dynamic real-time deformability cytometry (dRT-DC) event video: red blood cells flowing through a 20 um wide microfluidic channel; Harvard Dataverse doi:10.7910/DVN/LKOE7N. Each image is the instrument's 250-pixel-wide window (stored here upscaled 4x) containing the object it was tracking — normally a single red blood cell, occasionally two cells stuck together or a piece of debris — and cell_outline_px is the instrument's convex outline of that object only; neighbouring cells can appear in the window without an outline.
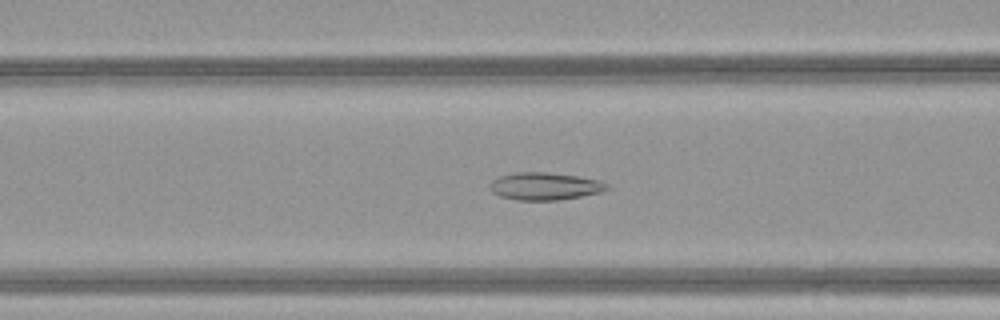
{"species": "common noctule bat (a hibernating species)", "species_latin": "Nyctalus noctula", "temperature_condition": "warm", "stored_images_in_passage": 39, "segment_of_instrument_passage": [1, 2], "camera_frame_rate_fps": 3000, "um_per_image_px": 0.085, "animal": {"sex": "female", "body_mass_g": 21.9}, "frame": {"image": 1, "passage_image": 9, "time_ms": 2.667, "image_size_px": [1000, 320], "cell_outline_px": [[612, 188], [600, 192], [580, 196], [556, 200], [516, 200], [500, 196], [492, 192], [488, 188], [488, 184], [492, 180], [500, 176], [516, 172], [544, 172], [580, 176], [600, 180], [608, 184]], "centroid_in_image_um": [46.3, 15.82], "position_along_channel_um": 120.3, "area_um2": 18.9}}
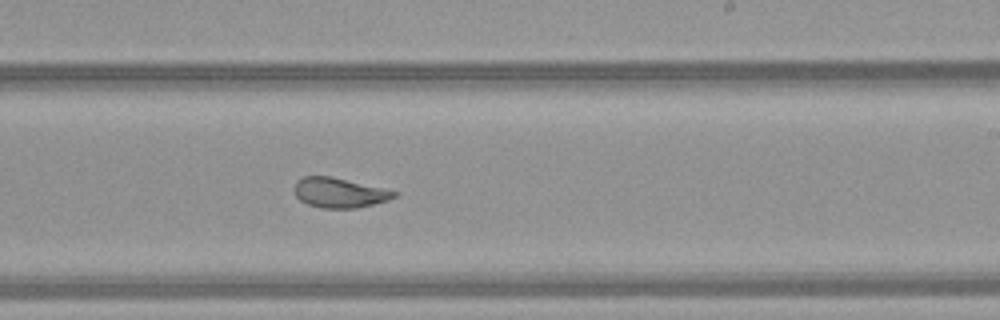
{"frame": {"image": 2, "passage_image": 19, "time_ms": 6.0, "image_size_px": [1000, 320], "cell_outline_px": [[400, 192], [396, 196], [388, 200], [356, 208], [320, 208], [308, 204], [300, 200], [296, 196], [292, 188], [296, 180], [304, 176], [332, 176]], "centroid_in_image_um": [28.81, 16.37], "position_along_channel_um": 260.2, "area_um2": 17.51}}
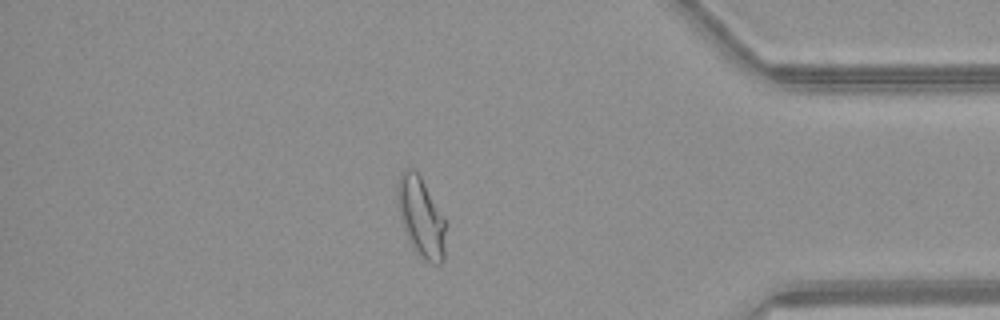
{"frame": {"image": 3, "passage_image": 31, "time_ms": 10.0, "image_size_px": [1000, 320], "cell_outline_px": [[444, 260], [440, 264], [432, 264], [420, 256], [416, 252], [408, 236], [400, 216], [396, 196], [396, 184], [400, 172], [408, 164], [420, 176], [444, 216]], "centroid_in_image_um": [35.76, 18.38], "position_along_channel_um": 399.4, "area_um2": 22.25}}